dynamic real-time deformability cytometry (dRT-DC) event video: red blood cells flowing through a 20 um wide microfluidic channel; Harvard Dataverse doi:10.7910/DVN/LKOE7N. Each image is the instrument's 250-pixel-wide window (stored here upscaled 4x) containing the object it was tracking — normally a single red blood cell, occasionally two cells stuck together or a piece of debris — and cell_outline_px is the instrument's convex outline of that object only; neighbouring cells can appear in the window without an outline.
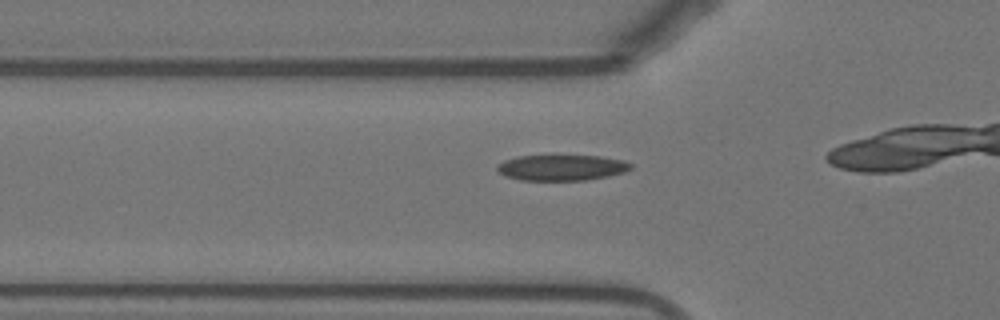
{"species": "Egyptian fruit bat (a non-hibernating species)", "species_latin": "Rousettus aegyptiacus", "temperature_condition": "warm", "stored_images_in_passage": 10, "camera_frame_rate_fps": 3000, "um_per_image_px": 0.085, "animal": {"sex": "female"}, "frame": {"image": 1, "passage_image": 5, "time_ms": 1.333, "image_size_px": [1000, 320], "cell_outline_px": [[632, 168], [624, 172], [608, 176], [584, 180], [520, 180], [504, 176], [496, 168], [496, 164], [504, 160], [516, 156], [600, 156], [624, 160], [632, 164]], "centroid_in_image_um": [47.72, 14.25], "position_along_channel_um": 78.1, "area_um2": 20.06}}
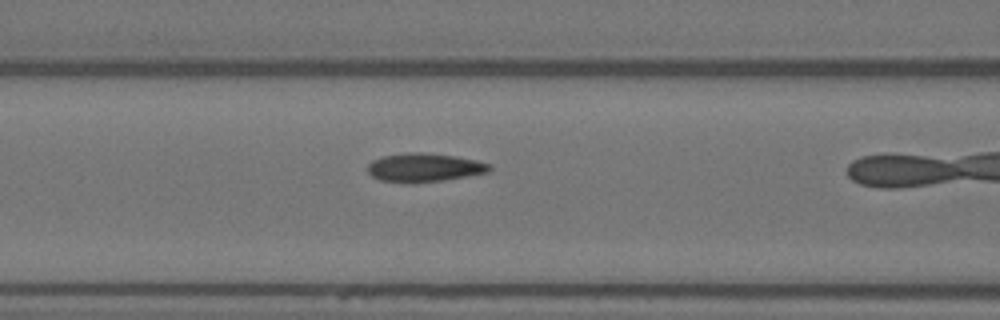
{"frame": {"image": 2, "passage_image": 9, "time_ms": 2.667, "image_size_px": [1000, 320], "cell_outline_px": [[492, 168], [488, 172], [440, 180], [380, 180], [372, 176], [368, 172], [368, 164], [372, 160], [384, 156], [412, 152], [420, 152], [456, 156], [476, 160], [492, 164]], "centroid_in_image_um": [36.1, 14.19], "position_along_channel_um": 130.5, "area_um2": 19.36}}